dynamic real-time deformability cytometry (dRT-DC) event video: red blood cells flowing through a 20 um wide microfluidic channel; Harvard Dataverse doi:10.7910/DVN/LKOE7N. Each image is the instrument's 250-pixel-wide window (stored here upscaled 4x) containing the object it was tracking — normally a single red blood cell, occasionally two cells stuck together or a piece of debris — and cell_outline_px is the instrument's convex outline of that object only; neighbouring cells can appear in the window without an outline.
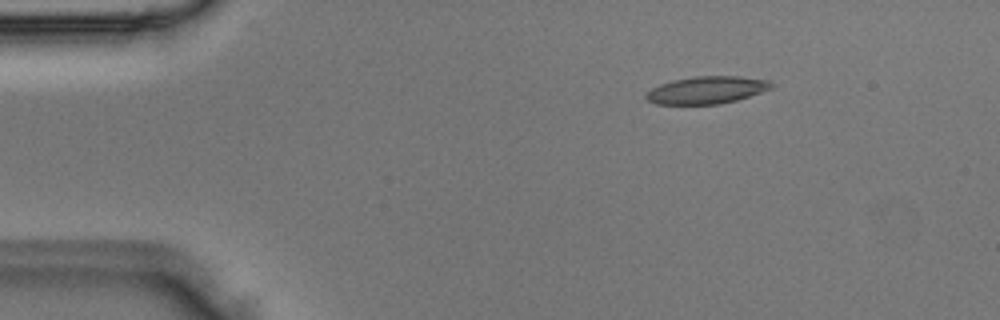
{"species": "Egyptian fruit bat (a non-hibernating species)", "species_latin": "Rousettus aegyptiacus", "temperature_condition": "room temperature", "stored_images_in_passage": 42, "camera_frame_rate_fps": 3000, "um_per_image_px": 0.085, "animal": {"sex": "male"}, "frame": {"image": 1, "passage_image": 1, "time_ms": 0.0, "image_size_px": [1000, 320], "cell_outline_px": [[772, 88], [736, 100], [720, 104], [656, 104], [648, 100], [644, 96], [652, 88], [660, 84], [672, 80], [696, 76], [740, 76], [772, 80]], "centroid_in_image_um": [60.08, 7.64], "position_along_channel_um": 24.9, "area_um2": 19.94}}
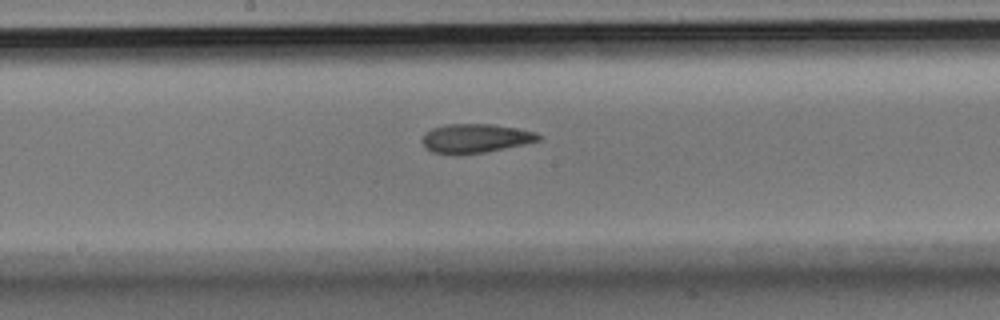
{"frame": {"image": 2, "passage_image": 19, "time_ms": 6.0, "image_size_px": [1000, 320], "cell_outline_px": [[544, 136], [540, 140], [524, 144], [484, 152], [456, 156], [432, 152], [424, 148], [420, 140], [424, 132], [432, 128], [444, 124], [492, 124], [516, 128], [536, 132]], "centroid_in_image_um": [40.34, 11.77], "position_along_channel_um": 207.9, "area_um2": 20.11}}
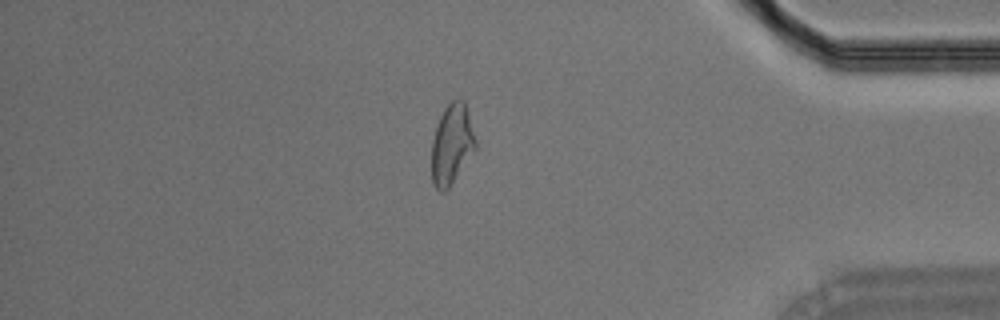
{"frame": {"image": 3, "passage_image": 35, "time_ms": 11.333, "image_size_px": [1000, 320], "cell_outline_px": [[476, 148], [448, 188], [444, 192], [440, 192], [432, 184], [432, 140], [440, 116], [444, 108], [452, 100], [464, 100], [476, 140]], "centroid_in_image_um": [38.39, 12.27], "position_along_channel_um": 396.8, "area_um2": 20.17}}